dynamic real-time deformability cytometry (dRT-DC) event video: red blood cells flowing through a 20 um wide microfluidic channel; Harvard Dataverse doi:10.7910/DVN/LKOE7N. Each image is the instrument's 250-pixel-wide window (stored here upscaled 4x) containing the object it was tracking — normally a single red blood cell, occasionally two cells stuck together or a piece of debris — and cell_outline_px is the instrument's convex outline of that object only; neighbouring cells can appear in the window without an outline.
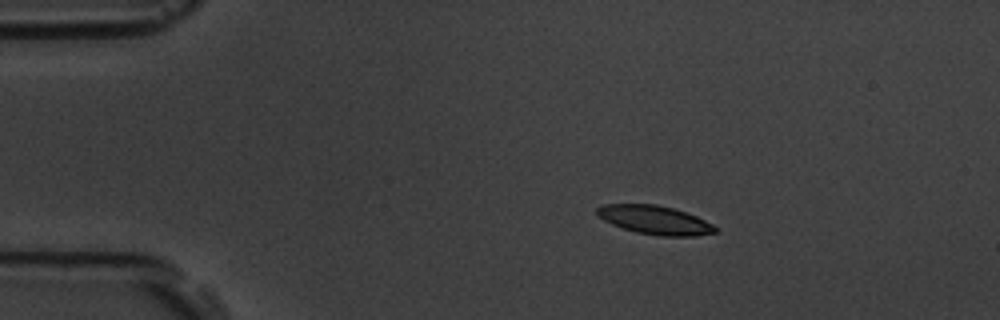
{"species": "common noctule bat (a hibernating species)", "species_latin": "Nyctalus noctula", "temperature_condition": "room temperature", "stored_images_in_passage": 46, "camera_frame_rate_fps": 3000, "um_per_image_px": 0.085, "animal": {"sex": "male", "body_mass_g": 19.5, "forearm_length_mm": 54.6}, "frame": {"image": 1, "passage_image": 1, "time_ms": 0.0, "image_size_px": [1000, 320], "cell_outline_px": [[716, 232], [696, 236], [660, 236], [636, 232], [612, 224], [596, 216], [596, 208], [604, 204], [656, 204], [672, 208], [696, 216], [712, 224], [716, 228]], "centroid_in_image_um": [55.63, 18.7], "position_along_channel_um": 29.4, "area_um2": 19.65}}
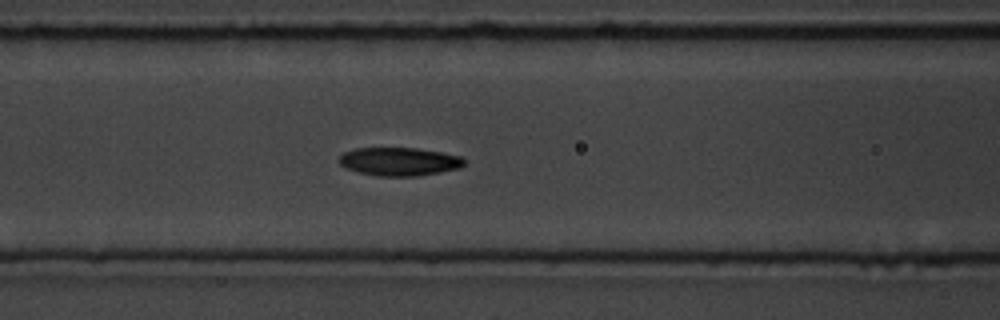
{"frame": {"image": 2, "passage_image": 14, "time_ms": 4.333, "image_size_px": [1000, 320], "cell_outline_px": [[464, 164], [460, 168], [440, 172], [416, 176], [380, 176], [360, 172], [344, 168], [336, 160], [344, 152], [356, 148], [416, 148], [440, 152], [460, 156], [464, 160]], "centroid_in_image_um": [33.9, 13.73], "position_along_channel_um": 132.7, "area_um2": 20.58}}
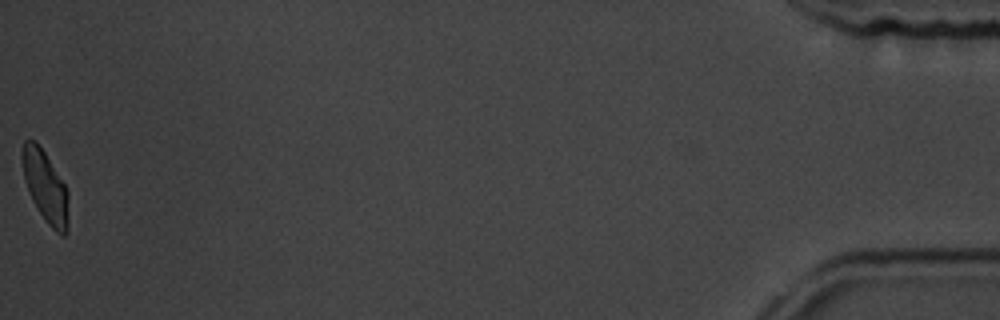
{"frame": {"image": 3, "passage_image": 46, "time_ms": 15.0, "image_size_px": [1000, 320], "cell_outline_px": [[68, 232], [64, 236], [60, 236], [44, 220], [32, 200], [24, 180], [20, 160], [20, 152], [24, 140], [36, 140], [44, 152], [64, 184], [68, 192]], "centroid_in_image_um": [3.83, 15.87], "position_along_channel_um": 431.4, "area_um2": 19.54}, "authors_computed_cell_mechanics": {"area_um2": 20.4612, "velocity_mm_per_s": 3.7397, "shape_relaxation_time_tau1_ms": 4.5521, "shape_relaxation_time_tau2_ms": 3.5447, "deformation_change_tau1": 0.1319, "deformation_change_tau2": 0.0881}}